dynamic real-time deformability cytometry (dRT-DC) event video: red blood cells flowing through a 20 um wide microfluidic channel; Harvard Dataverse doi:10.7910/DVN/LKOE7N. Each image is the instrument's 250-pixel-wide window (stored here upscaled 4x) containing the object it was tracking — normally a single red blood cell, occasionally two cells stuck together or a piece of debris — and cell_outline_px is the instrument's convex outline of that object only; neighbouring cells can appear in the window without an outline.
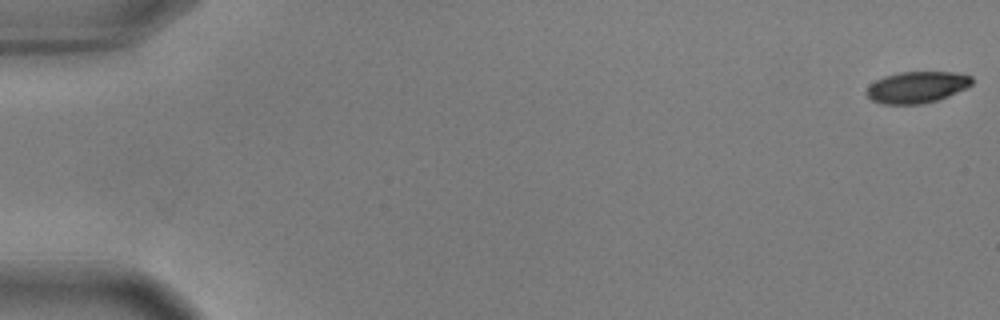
{"species": "common noctule bat (a hibernating species)", "species_latin": "Nyctalus noctula", "temperature_condition": "warm", "stored_images_in_passage": 56, "camera_frame_rate_fps": 3000, "um_per_image_px": 0.085, "animal": {"sex": "male", "body_mass_g": 17.9, "forearm_length_mm": 54.2}, "frame": {"image": 1, "passage_image": 1, "time_ms": 0.0, "image_size_px": [1000, 320], "cell_outline_px": [[972, 84], [948, 96], [936, 100], [920, 104], [884, 104], [872, 100], [864, 92], [876, 80], [884, 76], [900, 72], [956, 72], [972, 76]], "centroid_in_image_um": [77.93, 7.4], "position_along_channel_um": 7.1, "area_um2": 19.13}}
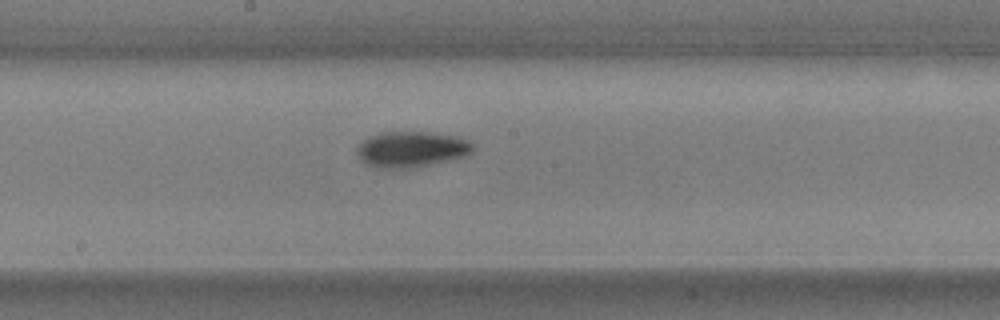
{"frame": {"image": 2, "passage_image": 31, "time_ms": 10.0, "image_size_px": [1000, 320], "cell_outline_px": [[472, 152], [464, 156], [416, 168], [376, 168], [364, 164], [360, 160], [356, 152], [356, 148], [368, 136], [380, 132], [428, 132], [456, 136], [468, 140], [472, 144]], "centroid_in_image_um": [34.91, 12.7], "position_along_channel_um": 213.3, "area_um2": 24.33}}
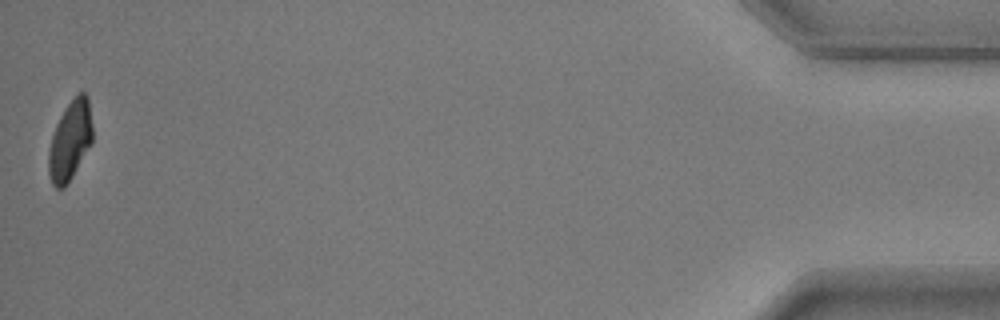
{"frame": {"image": 3, "passage_image": 56, "time_ms": 18.333, "image_size_px": [1000, 320], "cell_outline_px": [[92, 144], [72, 176], [64, 188], [56, 188], [52, 184], [48, 172], [48, 152], [52, 136], [56, 124], [60, 116], [68, 104], [80, 92], [84, 92], [88, 96], [92, 124]], "centroid_in_image_um": [5.96, 11.96], "position_along_channel_um": 429.2, "area_um2": 20.23}, "authors_computed_cell_mechanics": {"area_um2": 21.8484, "velocity_mm_per_s": 3.6398, "shape_relaxation_time_tau1_ms": 4.198, "shape_relaxation_time_tau2_ms": 11.3574, "deformation_change_tau1": 0.1743, "deformation_change_tau2": 0.1408}}